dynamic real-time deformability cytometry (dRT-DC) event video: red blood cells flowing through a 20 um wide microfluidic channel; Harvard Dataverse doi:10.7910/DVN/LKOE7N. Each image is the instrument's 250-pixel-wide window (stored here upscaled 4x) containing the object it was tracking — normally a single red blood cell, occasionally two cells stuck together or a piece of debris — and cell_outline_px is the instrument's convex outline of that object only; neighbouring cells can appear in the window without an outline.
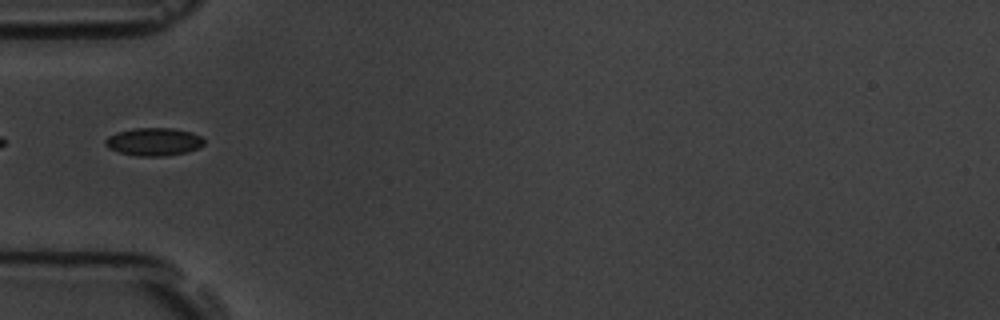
{"species": "common noctule bat (a hibernating species)", "species_latin": "Nyctalus noctula", "temperature_condition": "room temperature", "stored_images_in_passage": 8, "camera_frame_rate_fps": 3000, "um_per_image_px": 0.085, "animal": {"sex": "male", "body_mass_g": 19.5, "forearm_length_mm": 54.6}, "frame": {"image": 1, "passage_image": 3, "time_ms": 2.333, "image_size_px": [1000, 320], "cell_outline_px": [[204, 144], [196, 148], [184, 152], [164, 156], [136, 156], [120, 152], [108, 148], [104, 144], [104, 140], [108, 136], [116, 132], [132, 128], [172, 128], [192, 132], [200, 136], [204, 140]], "centroid_in_image_um": [13.02, 12.04], "position_along_channel_um": 72.0, "area_um2": 16.01}}
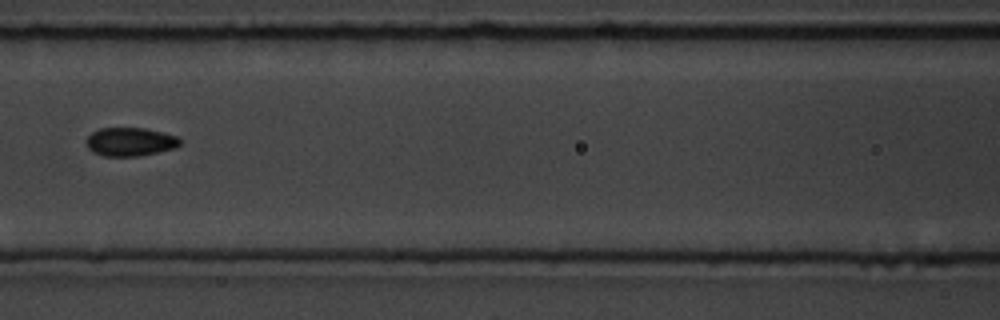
{"frame": {"image": 2, "passage_image": 5, "time_ms": 4.667, "image_size_px": [1000, 320], "cell_outline_px": [[180, 144], [176, 148], [140, 156], [104, 156], [92, 152], [88, 148], [84, 140], [92, 132], [100, 128], [144, 128], [180, 136]], "centroid_in_image_um": [11.06, 12.05], "position_along_channel_um": 155.5, "area_um2": 15.78}}
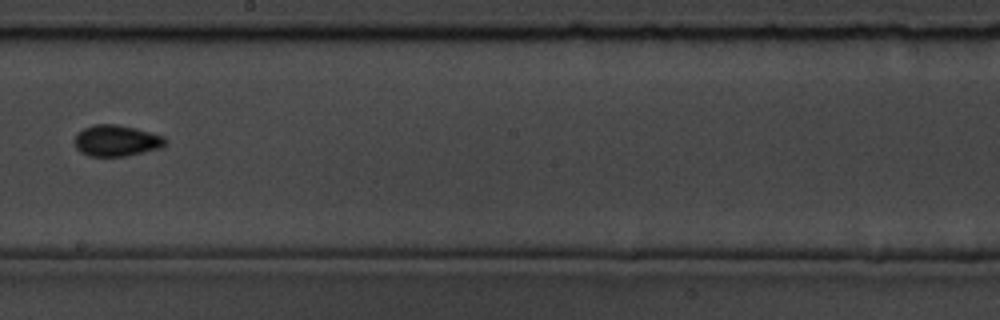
{"frame": {"image": 3, "passage_image": 7, "time_ms": 7.0, "image_size_px": [1000, 320], "cell_outline_px": [[168, 140], [160, 148], [144, 152], [124, 156], [88, 156], [80, 152], [76, 148], [72, 140], [84, 128], [92, 124], [116, 124], [136, 128], [164, 136]], "centroid_in_image_um": [9.88, 11.95], "position_along_channel_um": 238.3, "area_um2": 16.59}}